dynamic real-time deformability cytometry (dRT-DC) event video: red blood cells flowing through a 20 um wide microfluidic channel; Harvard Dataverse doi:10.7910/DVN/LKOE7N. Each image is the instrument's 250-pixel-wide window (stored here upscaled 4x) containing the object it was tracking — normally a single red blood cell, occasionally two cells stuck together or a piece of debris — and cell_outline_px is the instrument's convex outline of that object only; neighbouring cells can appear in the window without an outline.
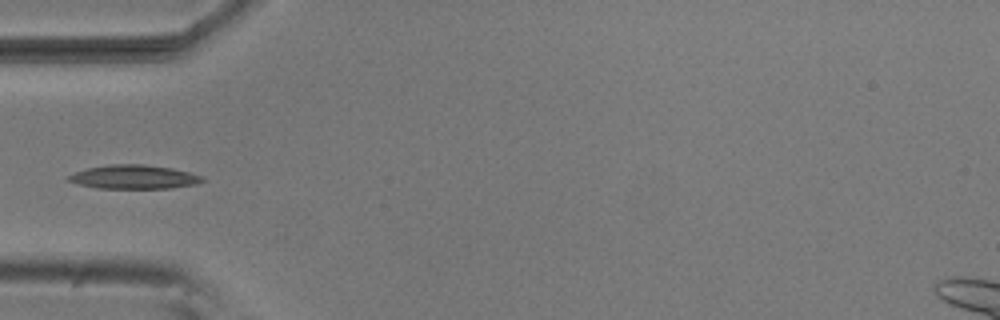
{"species": "common noctule bat (a hibernating species)", "species_latin": "Nyctalus noctula", "temperature_condition": "room temperature", "stored_images_in_passage": 2, "camera_frame_rate_fps": 3000, "um_per_image_px": 0.085, "animal": {"sex": "male", "body_mass_g": 20.5, "forearm_length_mm": 52.5}, "frame": {"image": 1, "passage_image": 1, "time_ms": 0.0, "image_size_px": [1000, 320], "cell_outline_px": [[208, 180], [196, 184], [168, 188], [96, 188], [80, 184], [68, 180], [68, 176], [76, 172], [88, 168], [112, 164], [144, 164], [172, 168], [188, 172], [200, 176]], "centroid_in_image_um": [11.42, 15.04], "position_along_channel_um": 73.6, "area_um2": 18.38}}
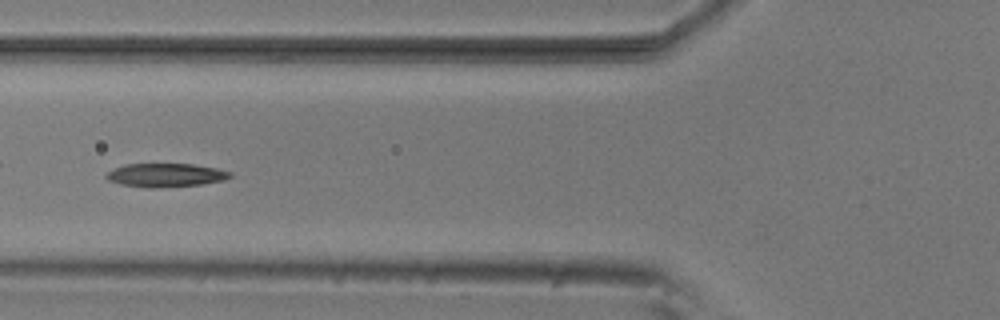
{"frame": {"image": 2, "passage_image": 2, "time_ms": 0.333, "image_size_px": [1000, 320], "cell_outline_px": [[232, 176], [224, 180], [200, 184], [156, 188], [148, 188], [120, 184], [108, 180], [104, 176], [112, 168], [124, 164], [192, 164], [216, 168], [232, 172]], "centroid_in_image_um": [14.04, 14.88], "position_along_channel_um": 111.8, "area_um2": 17.05}}